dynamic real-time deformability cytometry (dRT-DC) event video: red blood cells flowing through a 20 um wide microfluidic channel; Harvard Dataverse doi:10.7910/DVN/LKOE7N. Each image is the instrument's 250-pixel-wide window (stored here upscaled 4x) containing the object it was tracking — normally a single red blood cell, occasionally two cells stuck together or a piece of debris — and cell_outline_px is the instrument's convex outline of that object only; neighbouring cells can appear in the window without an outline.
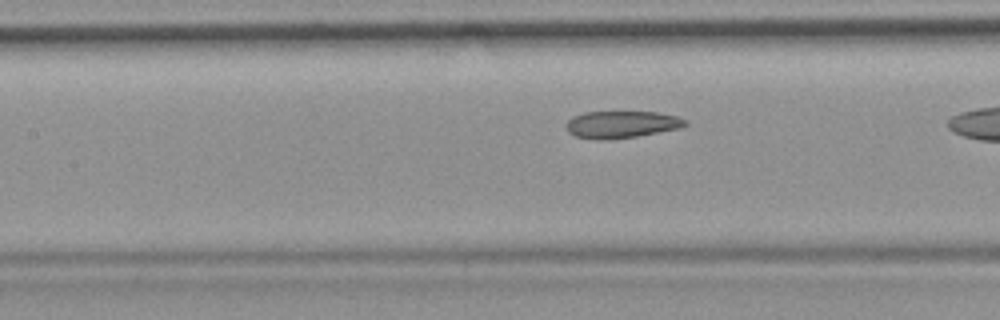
{"species": "common noctule bat (a hibernating species)", "species_latin": "Nyctalus noctula", "temperature_condition": "room temperature", "stored_images_in_passage": 32, "camera_frame_rate_fps": 3000, "um_per_image_px": 0.085, "animal": {"sex": "female", "body_mass_g": 19.9}, "frame": {"image": 1, "passage_image": 14, "time_ms": 4.333, "image_size_px": [1000, 320], "cell_outline_px": [[688, 124], [684, 128], [636, 136], [576, 136], [568, 132], [564, 124], [572, 116], [584, 112], [656, 112], [676, 116], [688, 120]], "centroid_in_image_um": [52.92, 10.52], "position_along_channel_um": 154.5, "area_um2": 18.03}}